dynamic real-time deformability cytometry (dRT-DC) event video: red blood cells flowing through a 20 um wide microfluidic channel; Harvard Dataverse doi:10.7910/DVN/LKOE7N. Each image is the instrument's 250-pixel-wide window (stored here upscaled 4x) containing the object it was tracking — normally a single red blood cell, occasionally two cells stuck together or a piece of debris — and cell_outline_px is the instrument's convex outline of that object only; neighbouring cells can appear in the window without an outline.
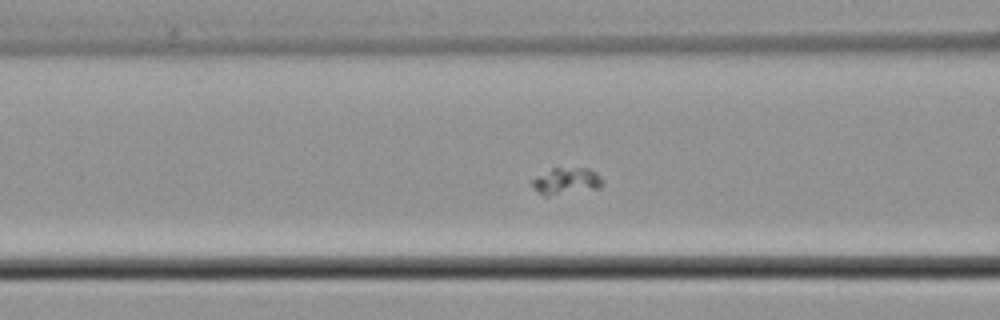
{"species": "common noctule bat (a hibernating species)", "species_latin": "Nyctalus noctula", "temperature_condition": "cold", "stored_images_in_passage": 38, "camera_frame_rate_fps": 3000, "um_per_image_px": 0.085, "animal": {"sex": "male", "body_mass_g": 21.5, "forearm_length_mm": 52.0}, "frame": {"image": 1, "passage_image": 5, "time_ms": 1.333, "image_size_px": [1000, 320], "cell_outline_px": [[604, 184], [600, 188], [548, 196], [544, 196], [528, 184], [536, 176], [552, 168], [588, 168], [596, 172], [604, 180]], "centroid_in_image_um": [48.13, 15.39], "position_along_channel_um": 118.5, "area_um2": 11.16}}
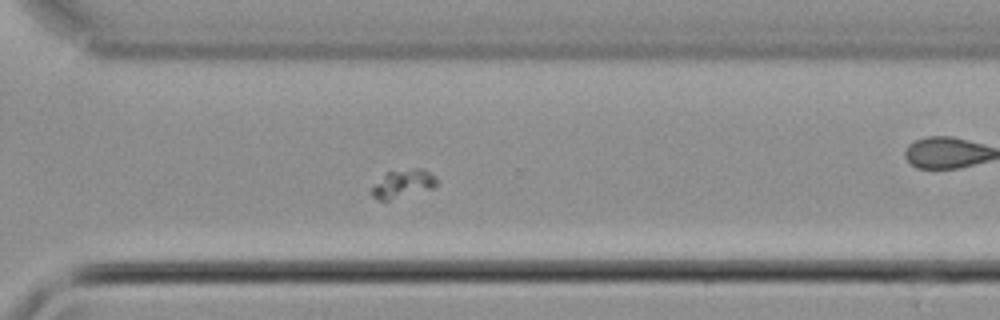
{"frame": {"image": 2, "passage_image": 22, "time_ms": 7.0, "image_size_px": [1000, 320], "cell_outline_px": [[436, 188], [388, 200], [376, 200], [368, 192], [388, 172], [416, 168], [420, 168], [428, 172], [436, 180]], "centroid_in_image_um": [34.24, 15.65], "position_along_channel_um": 336.4, "area_um2": 10.4}}
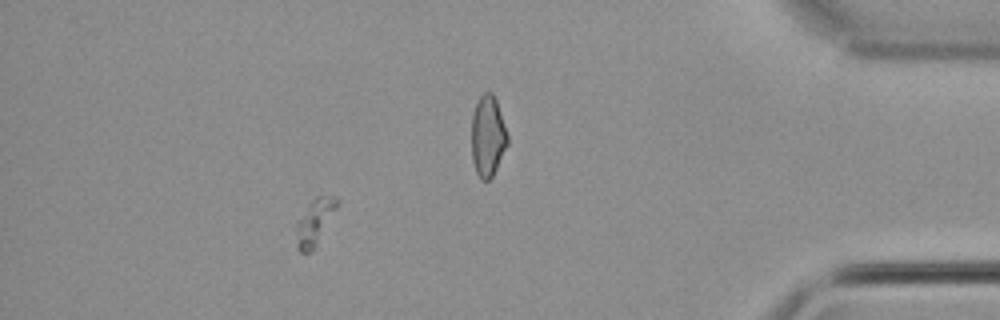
{"frame": {"image": 3, "passage_image": 32, "time_ms": 10.333, "image_size_px": [1000, 320], "cell_outline_px": [[340, 204], [316, 248], [312, 252], [300, 252], [296, 248], [296, 220], [312, 200], [316, 196], [336, 196], [340, 200]], "centroid_in_image_um": [26.78, 18.88], "position_along_channel_um": 408.4, "area_um2": 11.44}}